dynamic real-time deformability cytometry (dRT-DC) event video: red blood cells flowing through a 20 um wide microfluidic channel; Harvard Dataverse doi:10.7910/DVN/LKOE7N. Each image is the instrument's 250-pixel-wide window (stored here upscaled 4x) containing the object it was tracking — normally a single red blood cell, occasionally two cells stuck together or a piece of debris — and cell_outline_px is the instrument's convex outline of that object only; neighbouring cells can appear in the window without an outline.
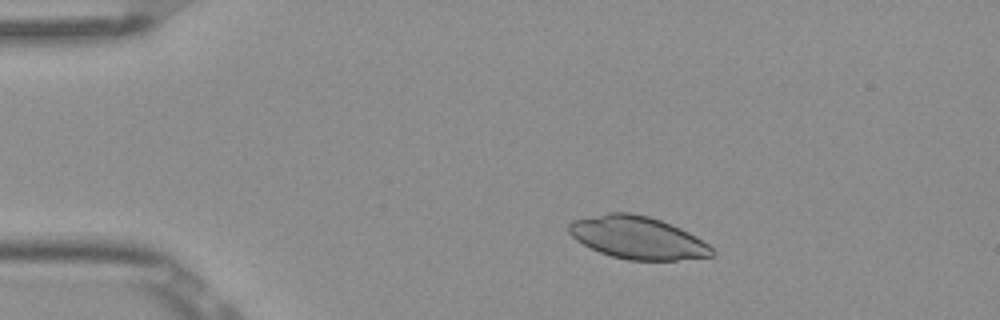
{"species": "Egyptian fruit bat (a non-hibernating species)", "species_latin": "Rousettus aegyptiacus", "temperature_condition": "room temperature", "stored_images_in_passage": 8, "camera_frame_rate_fps": 3000, "um_per_image_px": 0.085, "frame": {"image": 1, "passage_image": 3, "time_ms": 0.667, "image_size_px": [1000, 320], "cell_outline_px": [[716, 252], [712, 256], [676, 260], [628, 260], [612, 256], [600, 252], [576, 240], [568, 232], [568, 224], [572, 220], [608, 212], [628, 212], [648, 216], [660, 220], [680, 228], [688, 232], [708, 244]], "centroid_in_image_um": [54.18, 20.19], "position_along_channel_um": 30.8, "area_um2": 35.32}}